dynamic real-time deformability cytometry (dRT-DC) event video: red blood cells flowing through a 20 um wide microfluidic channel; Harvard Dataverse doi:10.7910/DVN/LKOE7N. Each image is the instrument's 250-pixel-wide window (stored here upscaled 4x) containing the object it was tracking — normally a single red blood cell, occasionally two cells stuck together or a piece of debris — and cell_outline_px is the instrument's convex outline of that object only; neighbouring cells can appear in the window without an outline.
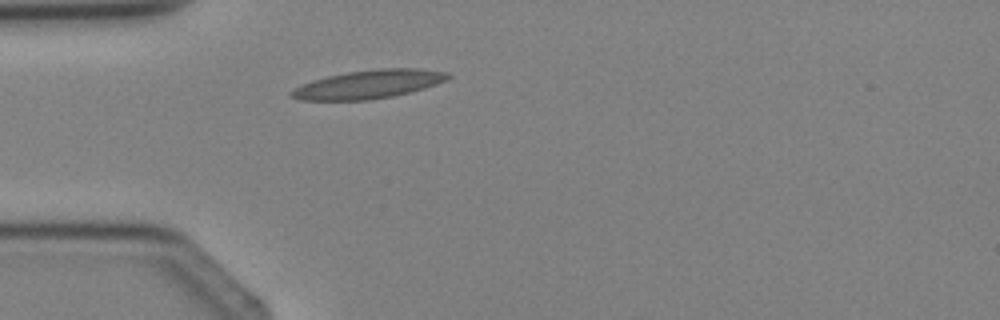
{"species": "Egyptian fruit bat (a non-hibernating species)", "species_latin": "Rousettus aegyptiacus", "temperature_condition": "cold", "stored_images_in_passage": 1, "camera_frame_rate_fps": 3000, "um_per_image_px": 0.085, "animal": {"sex": "female"}, "frame": {"image": 1, "passage_image": 1, "time_ms": 0.0, "image_size_px": [1000, 320], "cell_outline_px": [[452, 76], [436, 84], [424, 88], [392, 96], [368, 100], [300, 100], [292, 96], [288, 92], [312, 80], [328, 76], [348, 72], [376, 68], [420, 68], [448, 72]], "centroid_in_image_um": [31.35, 7.15], "position_along_channel_um": 53.6, "area_um2": 25.78}}